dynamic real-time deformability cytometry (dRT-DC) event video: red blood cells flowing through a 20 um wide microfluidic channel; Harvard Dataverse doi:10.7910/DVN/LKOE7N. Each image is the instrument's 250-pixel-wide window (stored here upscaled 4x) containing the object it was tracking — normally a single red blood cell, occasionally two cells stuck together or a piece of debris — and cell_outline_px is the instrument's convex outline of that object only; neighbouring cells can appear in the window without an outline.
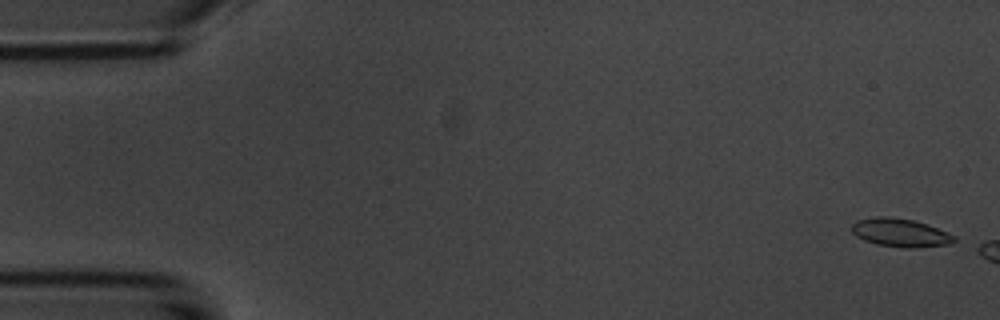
{"species": "common noctule bat (a hibernating species)", "species_latin": "Nyctalus noctula", "temperature_condition": "room temperature", "stored_images_in_passage": 3, "camera_frame_rate_fps": 3000, "um_per_image_px": 0.085, "animal": {"sex": "male", "body_mass_g": 20.1, "forearm_length_mm": 53.5}, "frame": {"image": 1, "passage_image": 1, "time_ms": 0.0, "image_size_px": [1000, 320], "cell_outline_px": [[956, 240], [952, 244], [916, 248], [904, 248], [876, 244], [864, 240], [856, 236], [852, 232], [852, 224], [856, 220], [876, 216], [888, 216], [912, 220], [928, 224], [956, 236]], "centroid_in_image_um": [76.54, 19.78], "position_along_channel_um": 8.5, "area_um2": 17.11}}